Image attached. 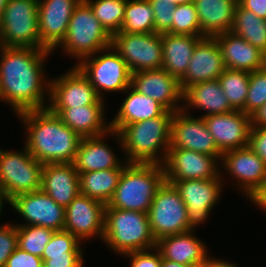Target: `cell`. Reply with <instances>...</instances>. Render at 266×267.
Wrapping results in <instances>:
<instances>
[{
  "mask_svg": "<svg viewBox=\"0 0 266 267\" xmlns=\"http://www.w3.org/2000/svg\"><path fill=\"white\" fill-rule=\"evenodd\" d=\"M0 52V100L9 104L15 115L28 110L46 109L50 80H45L43 63L53 52L5 46H0Z\"/></svg>",
  "mask_w": 266,
  "mask_h": 267,
  "instance_id": "obj_1",
  "label": "cell"
},
{
  "mask_svg": "<svg viewBox=\"0 0 266 267\" xmlns=\"http://www.w3.org/2000/svg\"><path fill=\"white\" fill-rule=\"evenodd\" d=\"M27 135L25 147L42 164L73 163L81 137L48 108L17 114Z\"/></svg>",
  "mask_w": 266,
  "mask_h": 267,
  "instance_id": "obj_2",
  "label": "cell"
},
{
  "mask_svg": "<svg viewBox=\"0 0 266 267\" xmlns=\"http://www.w3.org/2000/svg\"><path fill=\"white\" fill-rule=\"evenodd\" d=\"M172 118L173 112L165 110L158 117L126 125L119 132L111 130L124 151L125 161L163 164L170 145Z\"/></svg>",
  "mask_w": 266,
  "mask_h": 267,
  "instance_id": "obj_3",
  "label": "cell"
},
{
  "mask_svg": "<svg viewBox=\"0 0 266 267\" xmlns=\"http://www.w3.org/2000/svg\"><path fill=\"white\" fill-rule=\"evenodd\" d=\"M165 181L162 164L128 163L105 208L148 213L157 189Z\"/></svg>",
  "mask_w": 266,
  "mask_h": 267,
  "instance_id": "obj_4",
  "label": "cell"
},
{
  "mask_svg": "<svg viewBox=\"0 0 266 267\" xmlns=\"http://www.w3.org/2000/svg\"><path fill=\"white\" fill-rule=\"evenodd\" d=\"M102 241L110 250L123 255L156 247L148 213L105 208Z\"/></svg>",
  "mask_w": 266,
  "mask_h": 267,
  "instance_id": "obj_5",
  "label": "cell"
},
{
  "mask_svg": "<svg viewBox=\"0 0 266 267\" xmlns=\"http://www.w3.org/2000/svg\"><path fill=\"white\" fill-rule=\"evenodd\" d=\"M111 39L91 7L81 0L70 18L65 38L57 48H62L67 56L71 55L80 62L84 57L110 47Z\"/></svg>",
  "mask_w": 266,
  "mask_h": 267,
  "instance_id": "obj_6",
  "label": "cell"
},
{
  "mask_svg": "<svg viewBox=\"0 0 266 267\" xmlns=\"http://www.w3.org/2000/svg\"><path fill=\"white\" fill-rule=\"evenodd\" d=\"M43 167L25 146L21 152L0 148V201L40 190Z\"/></svg>",
  "mask_w": 266,
  "mask_h": 267,
  "instance_id": "obj_7",
  "label": "cell"
},
{
  "mask_svg": "<svg viewBox=\"0 0 266 267\" xmlns=\"http://www.w3.org/2000/svg\"><path fill=\"white\" fill-rule=\"evenodd\" d=\"M0 46L46 49L40 42L38 0H8L0 19Z\"/></svg>",
  "mask_w": 266,
  "mask_h": 267,
  "instance_id": "obj_8",
  "label": "cell"
},
{
  "mask_svg": "<svg viewBox=\"0 0 266 267\" xmlns=\"http://www.w3.org/2000/svg\"><path fill=\"white\" fill-rule=\"evenodd\" d=\"M76 66L88 78L102 99L103 91L124 92L131 85L132 73L112 46L84 57Z\"/></svg>",
  "mask_w": 266,
  "mask_h": 267,
  "instance_id": "obj_9",
  "label": "cell"
},
{
  "mask_svg": "<svg viewBox=\"0 0 266 267\" xmlns=\"http://www.w3.org/2000/svg\"><path fill=\"white\" fill-rule=\"evenodd\" d=\"M187 208L173 184L164 181L157 189L148 217L156 241L190 231Z\"/></svg>",
  "mask_w": 266,
  "mask_h": 267,
  "instance_id": "obj_10",
  "label": "cell"
},
{
  "mask_svg": "<svg viewBox=\"0 0 266 267\" xmlns=\"http://www.w3.org/2000/svg\"><path fill=\"white\" fill-rule=\"evenodd\" d=\"M112 48L127 63L131 73L162 68L163 51L159 33H126L112 35Z\"/></svg>",
  "mask_w": 266,
  "mask_h": 267,
  "instance_id": "obj_11",
  "label": "cell"
},
{
  "mask_svg": "<svg viewBox=\"0 0 266 267\" xmlns=\"http://www.w3.org/2000/svg\"><path fill=\"white\" fill-rule=\"evenodd\" d=\"M219 178L193 180H165L174 185L187 208L189 229L195 231L208 219L223 190L222 172Z\"/></svg>",
  "mask_w": 266,
  "mask_h": 267,
  "instance_id": "obj_12",
  "label": "cell"
},
{
  "mask_svg": "<svg viewBox=\"0 0 266 267\" xmlns=\"http://www.w3.org/2000/svg\"><path fill=\"white\" fill-rule=\"evenodd\" d=\"M104 101L76 65L67 73L50 80V103L47 108L104 105Z\"/></svg>",
  "mask_w": 266,
  "mask_h": 267,
  "instance_id": "obj_13",
  "label": "cell"
},
{
  "mask_svg": "<svg viewBox=\"0 0 266 267\" xmlns=\"http://www.w3.org/2000/svg\"><path fill=\"white\" fill-rule=\"evenodd\" d=\"M8 203L23 217L26 224L16 226L38 225L55 231H61L65 225V207L57 204L41 189L17 195Z\"/></svg>",
  "mask_w": 266,
  "mask_h": 267,
  "instance_id": "obj_14",
  "label": "cell"
},
{
  "mask_svg": "<svg viewBox=\"0 0 266 267\" xmlns=\"http://www.w3.org/2000/svg\"><path fill=\"white\" fill-rule=\"evenodd\" d=\"M169 148L189 149L215 156L219 161L222 157L203 117L194 118L183 109L173 113Z\"/></svg>",
  "mask_w": 266,
  "mask_h": 267,
  "instance_id": "obj_15",
  "label": "cell"
},
{
  "mask_svg": "<svg viewBox=\"0 0 266 267\" xmlns=\"http://www.w3.org/2000/svg\"><path fill=\"white\" fill-rule=\"evenodd\" d=\"M219 159L189 149L169 148L164 161L165 180L219 178Z\"/></svg>",
  "mask_w": 266,
  "mask_h": 267,
  "instance_id": "obj_16",
  "label": "cell"
},
{
  "mask_svg": "<svg viewBox=\"0 0 266 267\" xmlns=\"http://www.w3.org/2000/svg\"><path fill=\"white\" fill-rule=\"evenodd\" d=\"M106 205L83 194H78L65 207V231L81 242L94 236L103 238Z\"/></svg>",
  "mask_w": 266,
  "mask_h": 267,
  "instance_id": "obj_17",
  "label": "cell"
},
{
  "mask_svg": "<svg viewBox=\"0 0 266 267\" xmlns=\"http://www.w3.org/2000/svg\"><path fill=\"white\" fill-rule=\"evenodd\" d=\"M131 86L136 91L157 101L168 111L174 113L182 110L184 103H181L183 90L180 80L162 68L132 73Z\"/></svg>",
  "mask_w": 266,
  "mask_h": 267,
  "instance_id": "obj_18",
  "label": "cell"
},
{
  "mask_svg": "<svg viewBox=\"0 0 266 267\" xmlns=\"http://www.w3.org/2000/svg\"><path fill=\"white\" fill-rule=\"evenodd\" d=\"M222 168L237 180L249 199L266 182V163L248 146L224 152L221 157Z\"/></svg>",
  "mask_w": 266,
  "mask_h": 267,
  "instance_id": "obj_19",
  "label": "cell"
},
{
  "mask_svg": "<svg viewBox=\"0 0 266 267\" xmlns=\"http://www.w3.org/2000/svg\"><path fill=\"white\" fill-rule=\"evenodd\" d=\"M81 0H38L41 44L54 52L66 36L69 21Z\"/></svg>",
  "mask_w": 266,
  "mask_h": 267,
  "instance_id": "obj_20",
  "label": "cell"
},
{
  "mask_svg": "<svg viewBox=\"0 0 266 267\" xmlns=\"http://www.w3.org/2000/svg\"><path fill=\"white\" fill-rule=\"evenodd\" d=\"M203 119L222 154L248 146L251 117L243 111L233 110L228 113L209 115Z\"/></svg>",
  "mask_w": 266,
  "mask_h": 267,
  "instance_id": "obj_21",
  "label": "cell"
},
{
  "mask_svg": "<svg viewBox=\"0 0 266 267\" xmlns=\"http://www.w3.org/2000/svg\"><path fill=\"white\" fill-rule=\"evenodd\" d=\"M226 69L215 37H202L196 44L185 75L180 79L183 92L191 85L218 79Z\"/></svg>",
  "mask_w": 266,
  "mask_h": 267,
  "instance_id": "obj_22",
  "label": "cell"
},
{
  "mask_svg": "<svg viewBox=\"0 0 266 267\" xmlns=\"http://www.w3.org/2000/svg\"><path fill=\"white\" fill-rule=\"evenodd\" d=\"M215 38L227 69L251 73L266 67V54L239 35L228 31Z\"/></svg>",
  "mask_w": 266,
  "mask_h": 267,
  "instance_id": "obj_23",
  "label": "cell"
},
{
  "mask_svg": "<svg viewBox=\"0 0 266 267\" xmlns=\"http://www.w3.org/2000/svg\"><path fill=\"white\" fill-rule=\"evenodd\" d=\"M57 204L67 207L80 193L79 173L73 163L44 164L41 188Z\"/></svg>",
  "mask_w": 266,
  "mask_h": 267,
  "instance_id": "obj_24",
  "label": "cell"
},
{
  "mask_svg": "<svg viewBox=\"0 0 266 267\" xmlns=\"http://www.w3.org/2000/svg\"><path fill=\"white\" fill-rule=\"evenodd\" d=\"M162 258L180 264L201 267L207 259L208 249L193 230L160 238L156 243Z\"/></svg>",
  "mask_w": 266,
  "mask_h": 267,
  "instance_id": "obj_25",
  "label": "cell"
},
{
  "mask_svg": "<svg viewBox=\"0 0 266 267\" xmlns=\"http://www.w3.org/2000/svg\"><path fill=\"white\" fill-rule=\"evenodd\" d=\"M48 109L81 138L107 134L111 130L110 122L106 123L104 105Z\"/></svg>",
  "mask_w": 266,
  "mask_h": 267,
  "instance_id": "obj_26",
  "label": "cell"
},
{
  "mask_svg": "<svg viewBox=\"0 0 266 267\" xmlns=\"http://www.w3.org/2000/svg\"><path fill=\"white\" fill-rule=\"evenodd\" d=\"M108 135L111 136V130L107 134L81 139L73 162L78 173L124 168L128 164L126 161L122 162L106 144L104 137Z\"/></svg>",
  "mask_w": 266,
  "mask_h": 267,
  "instance_id": "obj_27",
  "label": "cell"
},
{
  "mask_svg": "<svg viewBox=\"0 0 266 267\" xmlns=\"http://www.w3.org/2000/svg\"><path fill=\"white\" fill-rule=\"evenodd\" d=\"M201 26V37H216L231 30L236 0H193Z\"/></svg>",
  "mask_w": 266,
  "mask_h": 267,
  "instance_id": "obj_28",
  "label": "cell"
},
{
  "mask_svg": "<svg viewBox=\"0 0 266 267\" xmlns=\"http://www.w3.org/2000/svg\"><path fill=\"white\" fill-rule=\"evenodd\" d=\"M201 36L162 33V69L179 80L187 72L194 48Z\"/></svg>",
  "mask_w": 266,
  "mask_h": 267,
  "instance_id": "obj_29",
  "label": "cell"
},
{
  "mask_svg": "<svg viewBox=\"0 0 266 267\" xmlns=\"http://www.w3.org/2000/svg\"><path fill=\"white\" fill-rule=\"evenodd\" d=\"M110 129L119 132L124 126L160 116L166 109L151 97L136 91L131 85Z\"/></svg>",
  "mask_w": 266,
  "mask_h": 267,
  "instance_id": "obj_30",
  "label": "cell"
},
{
  "mask_svg": "<svg viewBox=\"0 0 266 267\" xmlns=\"http://www.w3.org/2000/svg\"><path fill=\"white\" fill-rule=\"evenodd\" d=\"M183 102H186L183 104V110L194 107L206 111L201 117L228 113L234 110L230 106L218 79L189 86L183 92Z\"/></svg>",
  "mask_w": 266,
  "mask_h": 267,
  "instance_id": "obj_31",
  "label": "cell"
},
{
  "mask_svg": "<svg viewBox=\"0 0 266 267\" xmlns=\"http://www.w3.org/2000/svg\"><path fill=\"white\" fill-rule=\"evenodd\" d=\"M123 169L113 168L79 173L80 194L107 205L114 195Z\"/></svg>",
  "mask_w": 266,
  "mask_h": 267,
  "instance_id": "obj_32",
  "label": "cell"
},
{
  "mask_svg": "<svg viewBox=\"0 0 266 267\" xmlns=\"http://www.w3.org/2000/svg\"><path fill=\"white\" fill-rule=\"evenodd\" d=\"M231 32L266 54V20L237 4Z\"/></svg>",
  "mask_w": 266,
  "mask_h": 267,
  "instance_id": "obj_33",
  "label": "cell"
},
{
  "mask_svg": "<svg viewBox=\"0 0 266 267\" xmlns=\"http://www.w3.org/2000/svg\"><path fill=\"white\" fill-rule=\"evenodd\" d=\"M119 32L155 33L154 13L148 0H127Z\"/></svg>",
  "mask_w": 266,
  "mask_h": 267,
  "instance_id": "obj_34",
  "label": "cell"
},
{
  "mask_svg": "<svg viewBox=\"0 0 266 267\" xmlns=\"http://www.w3.org/2000/svg\"><path fill=\"white\" fill-rule=\"evenodd\" d=\"M92 9L94 16L112 36L123 25L127 0H84Z\"/></svg>",
  "mask_w": 266,
  "mask_h": 267,
  "instance_id": "obj_35",
  "label": "cell"
},
{
  "mask_svg": "<svg viewBox=\"0 0 266 267\" xmlns=\"http://www.w3.org/2000/svg\"><path fill=\"white\" fill-rule=\"evenodd\" d=\"M249 77L250 73L247 71L226 68L218 78L228 102L234 110H242L245 106Z\"/></svg>",
  "mask_w": 266,
  "mask_h": 267,
  "instance_id": "obj_36",
  "label": "cell"
},
{
  "mask_svg": "<svg viewBox=\"0 0 266 267\" xmlns=\"http://www.w3.org/2000/svg\"><path fill=\"white\" fill-rule=\"evenodd\" d=\"M54 232L38 225L17 226L18 248L41 258Z\"/></svg>",
  "mask_w": 266,
  "mask_h": 267,
  "instance_id": "obj_37",
  "label": "cell"
},
{
  "mask_svg": "<svg viewBox=\"0 0 266 267\" xmlns=\"http://www.w3.org/2000/svg\"><path fill=\"white\" fill-rule=\"evenodd\" d=\"M172 18V34L201 36V26L193 1L176 5L175 13Z\"/></svg>",
  "mask_w": 266,
  "mask_h": 267,
  "instance_id": "obj_38",
  "label": "cell"
},
{
  "mask_svg": "<svg viewBox=\"0 0 266 267\" xmlns=\"http://www.w3.org/2000/svg\"><path fill=\"white\" fill-rule=\"evenodd\" d=\"M266 103V67L250 73L245 106L241 110L251 116Z\"/></svg>",
  "mask_w": 266,
  "mask_h": 267,
  "instance_id": "obj_39",
  "label": "cell"
},
{
  "mask_svg": "<svg viewBox=\"0 0 266 267\" xmlns=\"http://www.w3.org/2000/svg\"><path fill=\"white\" fill-rule=\"evenodd\" d=\"M82 242L70 232L55 231L42 256L66 255V252H83Z\"/></svg>",
  "mask_w": 266,
  "mask_h": 267,
  "instance_id": "obj_40",
  "label": "cell"
},
{
  "mask_svg": "<svg viewBox=\"0 0 266 267\" xmlns=\"http://www.w3.org/2000/svg\"><path fill=\"white\" fill-rule=\"evenodd\" d=\"M154 13L155 32L171 33L173 15L176 5L170 0H148Z\"/></svg>",
  "mask_w": 266,
  "mask_h": 267,
  "instance_id": "obj_41",
  "label": "cell"
},
{
  "mask_svg": "<svg viewBox=\"0 0 266 267\" xmlns=\"http://www.w3.org/2000/svg\"><path fill=\"white\" fill-rule=\"evenodd\" d=\"M18 247L17 226L0 224V267H5L8 258Z\"/></svg>",
  "mask_w": 266,
  "mask_h": 267,
  "instance_id": "obj_42",
  "label": "cell"
},
{
  "mask_svg": "<svg viewBox=\"0 0 266 267\" xmlns=\"http://www.w3.org/2000/svg\"><path fill=\"white\" fill-rule=\"evenodd\" d=\"M123 255L131 259L130 267H161L162 255L156 247L149 250L128 252Z\"/></svg>",
  "mask_w": 266,
  "mask_h": 267,
  "instance_id": "obj_43",
  "label": "cell"
},
{
  "mask_svg": "<svg viewBox=\"0 0 266 267\" xmlns=\"http://www.w3.org/2000/svg\"><path fill=\"white\" fill-rule=\"evenodd\" d=\"M83 252H66V255L42 256L44 267H83Z\"/></svg>",
  "mask_w": 266,
  "mask_h": 267,
  "instance_id": "obj_44",
  "label": "cell"
},
{
  "mask_svg": "<svg viewBox=\"0 0 266 267\" xmlns=\"http://www.w3.org/2000/svg\"><path fill=\"white\" fill-rule=\"evenodd\" d=\"M248 147L266 163V126H251Z\"/></svg>",
  "mask_w": 266,
  "mask_h": 267,
  "instance_id": "obj_45",
  "label": "cell"
},
{
  "mask_svg": "<svg viewBox=\"0 0 266 267\" xmlns=\"http://www.w3.org/2000/svg\"><path fill=\"white\" fill-rule=\"evenodd\" d=\"M5 267H44L42 258L16 248L10 255Z\"/></svg>",
  "mask_w": 266,
  "mask_h": 267,
  "instance_id": "obj_46",
  "label": "cell"
},
{
  "mask_svg": "<svg viewBox=\"0 0 266 267\" xmlns=\"http://www.w3.org/2000/svg\"><path fill=\"white\" fill-rule=\"evenodd\" d=\"M238 4L266 20V0H238Z\"/></svg>",
  "mask_w": 266,
  "mask_h": 267,
  "instance_id": "obj_47",
  "label": "cell"
},
{
  "mask_svg": "<svg viewBox=\"0 0 266 267\" xmlns=\"http://www.w3.org/2000/svg\"><path fill=\"white\" fill-rule=\"evenodd\" d=\"M249 200L266 213V182L249 198Z\"/></svg>",
  "mask_w": 266,
  "mask_h": 267,
  "instance_id": "obj_48",
  "label": "cell"
},
{
  "mask_svg": "<svg viewBox=\"0 0 266 267\" xmlns=\"http://www.w3.org/2000/svg\"><path fill=\"white\" fill-rule=\"evenodd\" d=\"M251 126H266V103L251 116Z\"/></svg>",
  "mask_w": 266,
  "mask_h": 267,
  "instance_id": "obj_49",
  "label": "cell"
},
{
  "mask_svg": "<svg viewBox=\"0 0 266 267\" xmlns=\"http://www.w3.org/2000/svg\"><path fill=\"white\" fill-rule=\"evenodd\" d=\"M201 267H238L237 264L229 263L223 259H215L209 257Z\"/></svg>",
  "mask_w": 266,
  "mask_h": 267,
  "instance_id": "obj_50",
  "label": "cell"
},
{
  "mask_svg": "<svg viewBox=\"0 0 266 267\" xmlns=\"http://www.w3.org/2000/svg\"><path fill=\"white\" fill-rule=\"evenodd\" d=\"M161 267H194V266L184 265L162 258Z\"/></svg>",
  "mask_w": 266,
  "mask_h": 267,
  "instance_id": "obj_51",
  "label": "cell"
},
{
  "mask_svg": "<svg viewBox=\"0 0 266 267\" xmlns=\"http://www.w3.org/2000/svg\"><path fill=\"white\" fill-rule=\"evenodd\" d=\"M7 1L8 0H0V19H1L2 15H3L4 8L7 5Z\"/></svg>",
  "mask_w": 266,
  "mask_h": 267,
  "instance_id": "obj_52",
  "label": "cell"
},
{
  "mask_svg": "<svg viewBox=\"0 0 266 267\" xmlns=\"http://www.w3.org/2000/svg\"><path fill=\"white\" fill-rule=\"evenodd\" d=\"M170 1H171V4L179 5V4L189 3L192 0H170Z\"/></svg>",
  "mask_w": 266,
  "mask_h": 267,
  "instance_id": "obj_53",
  "label": "cell"
},
{
  "mask_svg": "<svg viewBox=\"0 0 266 267\" xmlns=\"http://www.w3.org/2000/svg\"><path fill=\"white\" fill-rule=\"evenodd\" d=\"M3 203L0 201V215H1V212H2V209H3Z\"/></svg>",
  "mask_w": 266,
  "mask_h": 267,
  "instance_id": "obj_54",
  "label": "cell"
}]
</instances>
